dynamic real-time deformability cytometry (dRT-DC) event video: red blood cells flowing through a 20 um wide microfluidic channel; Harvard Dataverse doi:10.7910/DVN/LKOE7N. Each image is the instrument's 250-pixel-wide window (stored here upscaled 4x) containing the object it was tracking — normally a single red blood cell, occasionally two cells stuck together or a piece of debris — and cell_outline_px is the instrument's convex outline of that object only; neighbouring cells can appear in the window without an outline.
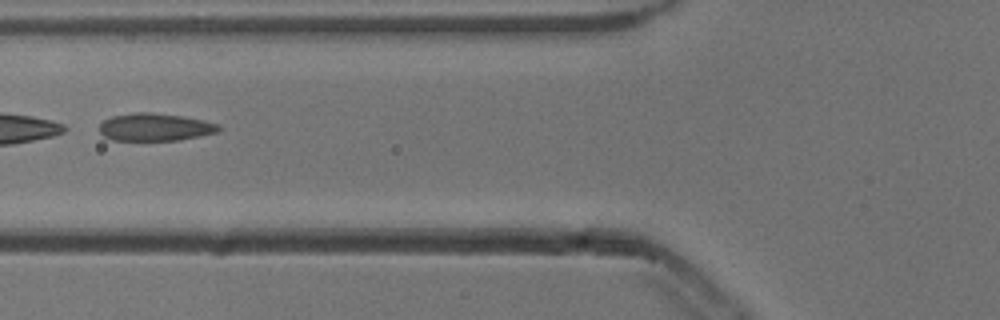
{"species": "common noctule bat (a hibernating species)", "species_latin": "Nyctalus noctula", "temperature_condition": "cold", "stored_images_in_passage": 25, "segment_of_instrument_passage": [2, 2], "camera_frame_rate_fps": 3000, "um_per_image_px": 0.085, "animal": {"sex": "male", "body_mass_g": 13.3}, "frame": {"image": 1, "passage_image": 20, "time_ms": 6.333, "image_size_px": [1000, 320], "cell_outline_px": [[220, 128], [216, 132], [200, 136], [180, 140], [112, 140], [104, 136], [100, 132], [100, 124], [104, 120], [112, 116], [136, 112], [152, 112], [180, 116], [204, 120], [220, 124]], "centroid_in_image_um": [13.18, 10.8], "position_along_channel_um": 112.6, "area_um2": 19.13}}